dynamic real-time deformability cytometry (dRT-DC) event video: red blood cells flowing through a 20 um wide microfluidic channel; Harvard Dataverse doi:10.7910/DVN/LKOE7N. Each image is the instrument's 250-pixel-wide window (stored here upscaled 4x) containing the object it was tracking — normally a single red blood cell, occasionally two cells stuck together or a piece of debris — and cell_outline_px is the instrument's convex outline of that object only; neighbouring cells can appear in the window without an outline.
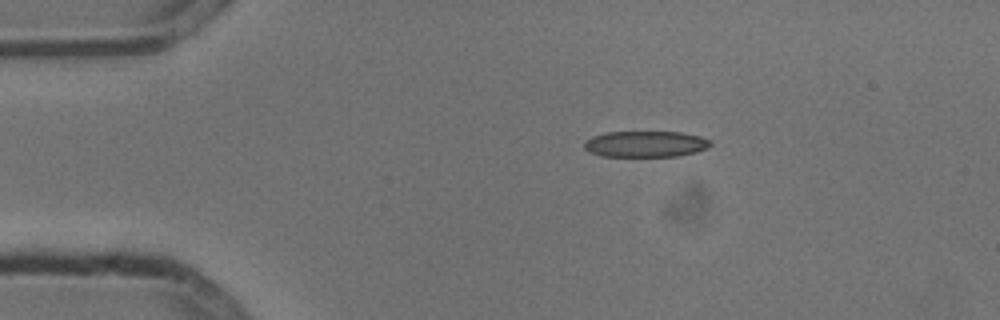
{"species": "common noctule bat (a hibernating species)", "species_latin": "Nyctalus noctula", "temperature_condition": "cold", "stored_images_in_passage": 5, "camera_frame_rate_fps": 3000, "um_per_image_px": 0.085, "animal": {"sex": "male", "body_mass_g": 13.3}, "frame": {"image": 1, "passage_image": 1, "time_ms": 0.0, "image_size_px": [1000, 320], "cell_outline_px": [[712, 144], [708, 148], [696, 152], [676, 156], [600, 156], [588, 152], [584, 148], [584, 140], [592, 136], [608, 132], [680, 132], [700, 136], [712, 140]], "centroid_in_image_um": [54.87, 12.24], "position_along_channel_um": 30.1, "area_um2": 19.36}}
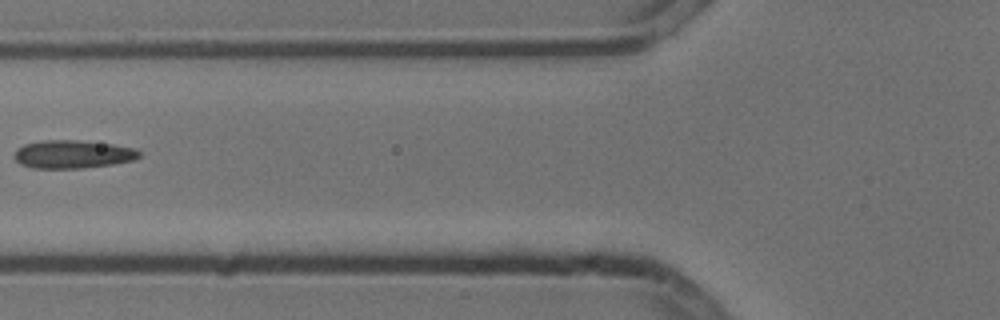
{"frame": {"image": 2, "passage_image": 4, "time_ms": 1.0, "image_size_px": [1000, 320], "cell_outline_px": [[140, 156], [136, 160], [112, 164], [84, 168], [32, 168], [20, 164], [12, 156], [16, 148], [24, 144], [44, 140], [80, 140], [112, 144], [136, 148], [140, 152]], "centroid_in_image_um": [6.17, 13.11], "position_along_channel_um": 119.6, "area_um2": 20.75}}
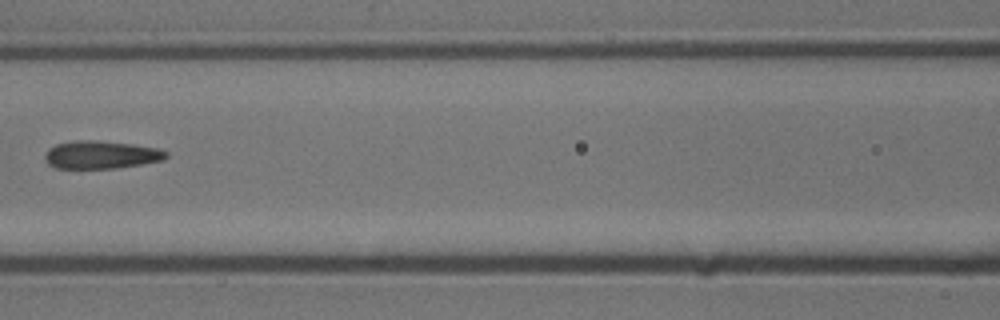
{"frame": {"image": 3, "passage_image": 5, "time_ms": 1.333, "image_size_px": [1000, 320], "cell_outline_px": [[168, 156], [164, 160], [116, 168], [56, 168], [48, 164], [44, 160], [44, 156], [48, 148], [56, 144], [72, 140], [96, 140], [132, 144], [160, 148], [168, 152]], "centroid_in_image_um": [8.58, 13.14], "position_along_channel_um": 158.0, "area_um2": 19.88}}